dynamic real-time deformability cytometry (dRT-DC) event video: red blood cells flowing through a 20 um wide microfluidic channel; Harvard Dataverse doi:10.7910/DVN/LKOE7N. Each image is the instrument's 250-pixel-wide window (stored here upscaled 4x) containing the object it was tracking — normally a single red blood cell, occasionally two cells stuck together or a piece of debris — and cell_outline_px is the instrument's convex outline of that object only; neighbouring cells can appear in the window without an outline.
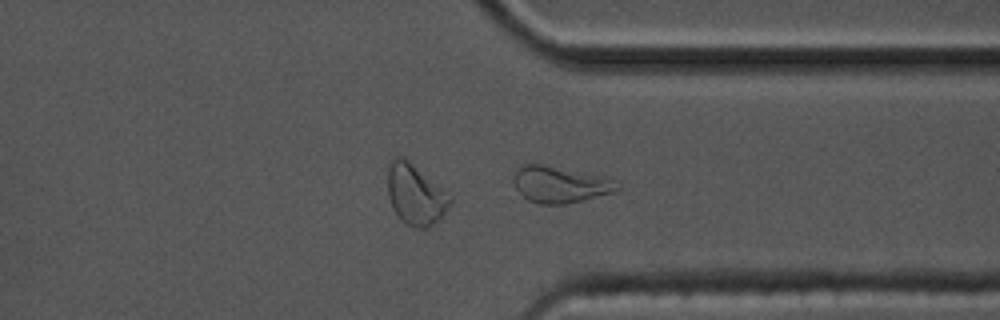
{"species": "common noctule bat (a hibernating species)", "species_latin": "Nyctalus noctula", "temperature_condition": "cold", "stored_images_in_passage": 45, "camera_frame_rate_fps": 3000, "um_per_image_px": 0.085, "animal": {"sex": "male", "body_mass_g": 17.5, "forearm_length_mm": 52.3}, "frame": {"image": 1, "passage_image": 32, "time_ms": 10.333, "image_size_px": [1000, 320], "cell_outline_px": [[620, 188], [612, 192], [564, 204], [540, 204], [528, 200], [516, 188], [512, 180], [516, 172], [524, 164], [540, 164], [600, 176], [612, 180]], "centroid_in_image_um": [47.54, 15.69], "position_along_channel_um": 363.9, "area_um2": 21.15}}